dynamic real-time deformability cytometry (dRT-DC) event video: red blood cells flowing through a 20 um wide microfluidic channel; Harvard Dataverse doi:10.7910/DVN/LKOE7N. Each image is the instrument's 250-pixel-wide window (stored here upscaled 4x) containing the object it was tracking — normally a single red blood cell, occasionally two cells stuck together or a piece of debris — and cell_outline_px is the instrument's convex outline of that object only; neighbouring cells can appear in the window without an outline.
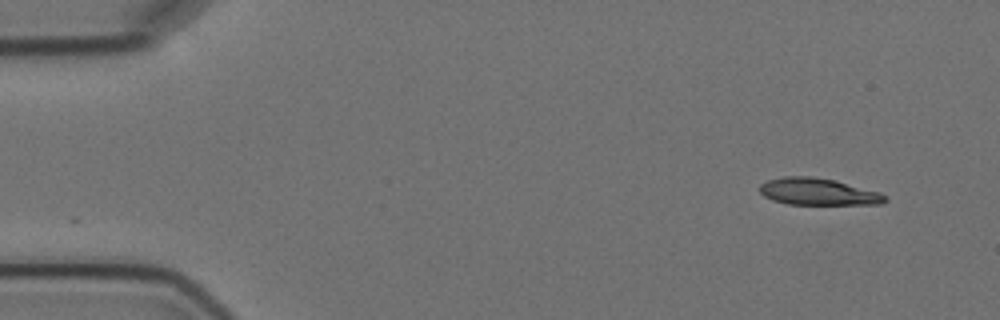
{"species": "Egyptian fruit bat (a non-hibernating species)", "species_latin": "Rousettus aegyptiacus", "temperature_condition": "cold", "stored_images_in_passage": 5, "segment_of_instrument_passage": [2, 2], "camera_frame_rate_fps": 3000, "um_per_image_px": 0.085, "animal": {"sex": "female"}, "frame": {"image": 1, "passage_image": 5, "time_ms": 5.667, "image_size_px": [1000, 320], "cell_outline_px": [[888, 200], [884, 204], [788, 204], [772, 200], [764, 196], [760, 192], [760, 184], [768, 180], [784, 176], [812, 176], [832, 180], [880, 192]], "centroid_in_image_um": [69.52, 16.3], "position_along_channel_um": 15.5, "area_um2": 19.48}}